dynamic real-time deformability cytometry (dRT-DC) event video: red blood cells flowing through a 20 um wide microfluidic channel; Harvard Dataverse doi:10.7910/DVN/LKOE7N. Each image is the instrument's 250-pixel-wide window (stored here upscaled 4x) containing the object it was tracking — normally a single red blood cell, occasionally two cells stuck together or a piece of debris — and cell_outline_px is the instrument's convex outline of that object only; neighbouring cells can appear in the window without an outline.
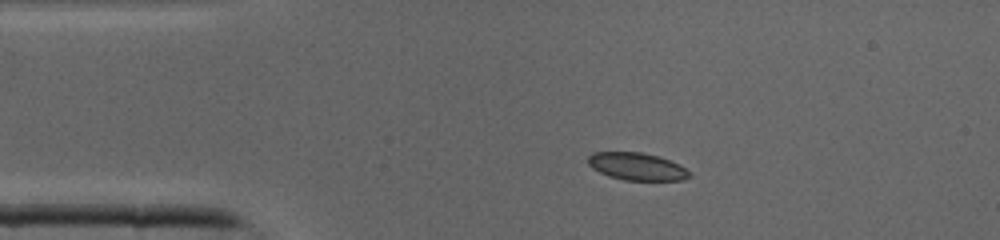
{"species": "common noctule bat (a hibernating species)", "species_latin": "Nyctalus noctula", "temperature_condition": "cold", "stored_images_in_passage": 35, "camera_frame_rate_fps": 3000, "um_per_image_px": 0.085, "animal": {"sex": "male", "body_mass_g": 19.0, "forearm_length_mm": 50.8}, "frame": {"image": 1, "passage_image": 1, "time_ms": 0.0, "image_size_px": [1000, 240], "cell_outline_px": [[692, 176], [680, 180], [624, 180], [608, 176], [592, 168], [588, 164], [588, 156], [592, 152], [640, 152], [660, 156], [680, 164]], "centroid_in_image_um": [54.12, 14.14], "position_along_channel_um": 30.9, "area_um2": 16.24}}
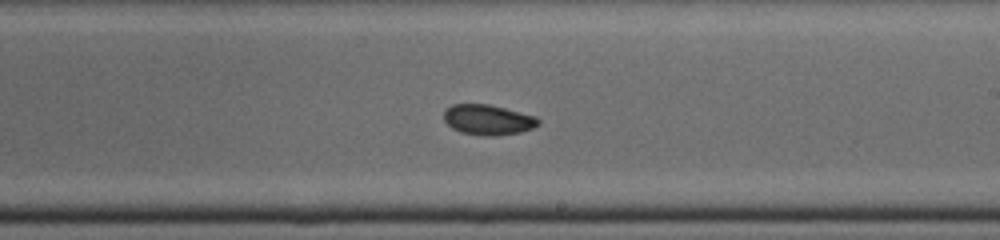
{"frame": {"image": 2, "passage_image": 17, "time_ms": 5.333, "image_size_px": [1000, 240], "cell_outline_px": [[540, 124], [532, 128], [520, 132], [496, 136], [480, 136], [460, 132], [452, 128], [444, 120], [444, 112], [452, 104], [488, 104], [536, 116], [540, 120]], "centroid_in_image_um": [41.48, 10.19], "position_along_channel_um": 247.5, "area_um2": 16.7}}
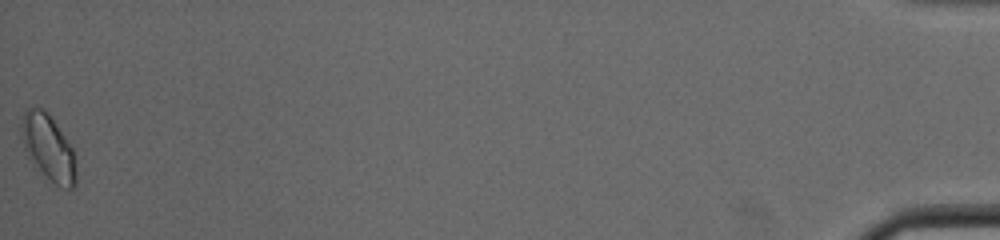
{"frame": {"image": 3, "passage_image": 35, "time_ms": 11.333, "image_size_px": [1000, 240], "cell_outline_px": [[76, 184], [72, 188], [60, 188], [28, 156], [24, 148], [20, 132], [20, 124], [24, 108], [40, 108], [48, 112], [72, 148], [76, 168]], "centroid_in_image_um": [4.09, 12.5], "position_along_channel_um": 431.1, "area_um2": 20.58}}